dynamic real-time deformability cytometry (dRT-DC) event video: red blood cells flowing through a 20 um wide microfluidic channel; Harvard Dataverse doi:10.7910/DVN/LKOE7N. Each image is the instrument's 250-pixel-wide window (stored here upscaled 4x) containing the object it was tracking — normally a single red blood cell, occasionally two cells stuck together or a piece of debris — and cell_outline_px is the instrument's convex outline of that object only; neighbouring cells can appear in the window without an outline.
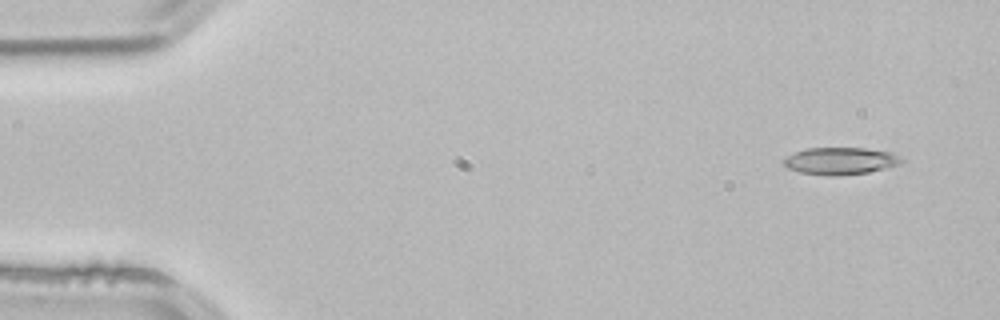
{"species": "common noctule bat (a hibernating species)", "species_latin": "Nyctalus noctula", "temperature_condition": "room temperature", "stored_images_in_passage": 3, "camera_frame_rate_fps": 3000, "um_per_image_px": 0.085, "animal": {"sex": "male", "body_mass_g": 21.5, "forearm_length_mm": 52.0}, "frame": {"image": 1, "passage_image": 1, "time_ms": 0.0, "image_size_px": [1000, 320], "cell_outline_px": [[904, 160], [900, 164], [868, 172], [836, 176], [828, 176], [800, 172], [788, 168], [780, 160], [796, 152], [808, 148], [864, 148], [892, 152], [900, 156]], "centroid_in_image_um": [71.44, 13.68], "position_along_channel_um": 13.6, "area_um2": 18.61}}